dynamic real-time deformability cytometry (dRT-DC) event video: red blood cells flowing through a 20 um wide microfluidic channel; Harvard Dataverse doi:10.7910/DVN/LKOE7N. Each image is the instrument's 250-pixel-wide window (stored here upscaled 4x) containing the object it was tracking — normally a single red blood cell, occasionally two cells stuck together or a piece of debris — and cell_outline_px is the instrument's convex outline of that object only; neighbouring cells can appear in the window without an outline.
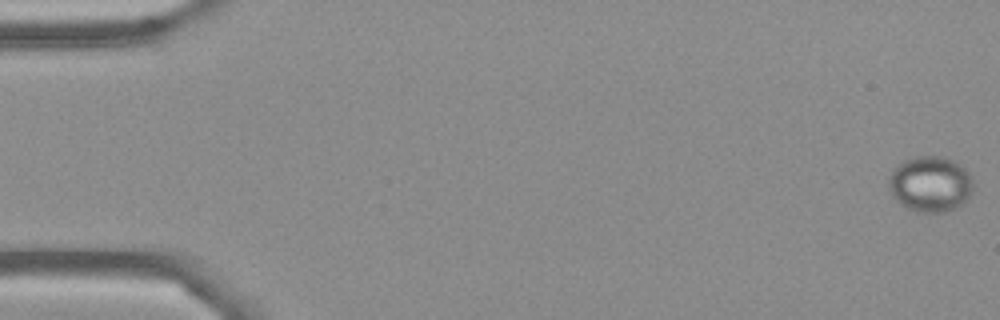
{"species": "Egyptian fruit bat (a non-hibernating species)", "species_latin": "Rousettus aegyptiacus", "temperature_condition": "cold", "stored_images_in_passage": 6, "camera_frame_rate_fps": 3000, "um_per_image_px": 0.085, "frame": {"image": 1, "passage_image": 1, "time_ms": 0.0, "image_size_px": [1000, 320], "cell_outline_px": [[972, 192], [964, 204], [956, 208], [944, 212], [916, 212], [900, 204], [892, 196], [888, 184], [888, 176], [892, 168], [904, 160], [912, 156], [940, 156], [952, 160], [960, 164], [968, 172], [972, 180]], "centroid_in_image_um": [79.05, 15.64], "position_along_channel_um": 5.9, "area_um2": 27.8}}
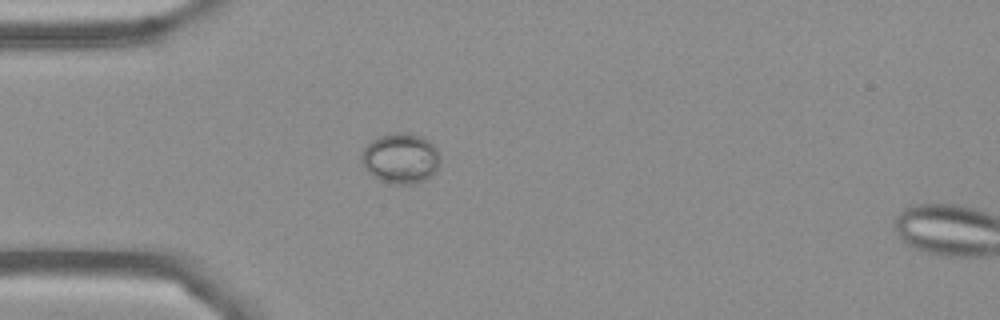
{"frame": {"image": 2, "passage_image": 5, "time_ms": 5.0, "image_size_px": [1000, 320], "cell_outline_px": [[440, 168], [432, 176], [424, 180], [412, 184], [392, 184], [380, 180], [372, 176], [368, 172], [360, 160], [360, 156], [364, 148], [372, 140], [380, 136], [392, 132], [408, 132], [420, 136], [428, 140], [436, 148], [440, 156]], "centroid_in_image_um": [34.07, 13.46], "position_along_channel_um": 50.9, "area_um2": 23.41}}